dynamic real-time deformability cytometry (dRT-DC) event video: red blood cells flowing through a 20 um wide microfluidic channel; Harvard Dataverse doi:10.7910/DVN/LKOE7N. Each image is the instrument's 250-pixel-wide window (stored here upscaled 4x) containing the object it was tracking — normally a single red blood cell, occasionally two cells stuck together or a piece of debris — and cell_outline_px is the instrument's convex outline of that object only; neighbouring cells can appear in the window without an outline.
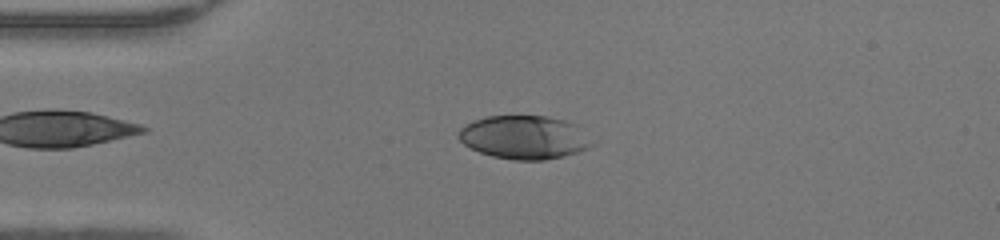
{"species": "human", "species_latin": "Homo sapiens", "temperature_condition": "warm", "stored_images_in_passage": 47, "camera_frame_rate_fps": 3000, "um_per_image_px": 0.085, "donor": {"sex": "female"}, "frame": {"image": 1, "passage_image": 11, "time_ms": 3.333, "image_size_px": [1000, 240], "cell_outline_px": [[596, 144], [588, 148], [564, 156], [544, 160], [512, 160], [492, 156], [480, 152], [464, 144], [456, 136], [456, 132], [464, 124], [488, 116], [548, 116], [564, 120], [572, 124]], "centroid_in_image_um": [44.51, 11.68], "position_along_channel_um": 40.5, "area_um2": 33.58}}
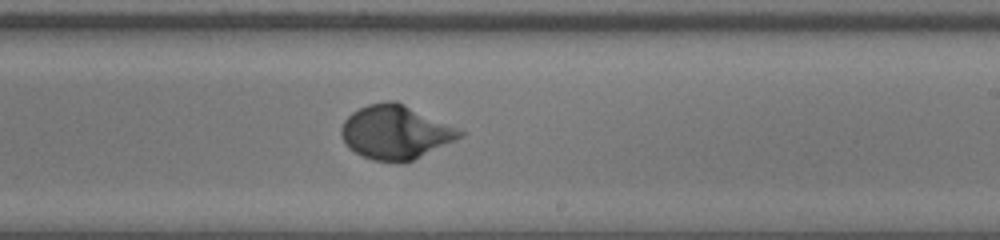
{"frame": {"image": 2, "passage_image": 28, "time_ms": 9.0, "image_size_px": [1000, 240], "cell_outline_px": [[464, 136], [404, 164], [400, 164], [372, 160], [348, 148], [340, 136], [340, 128], [344, 120], [352, 112], [368, 104], [384, 100], [396, 100], [456, 128], [464, 132]], "centroid_in_image_um": [33.57, 11.25], "position_along_channel_um": 255.4, "area_um2": 37.28}}
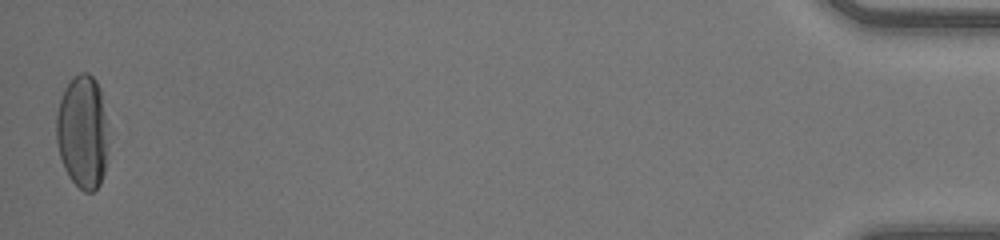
{"frame": {"image": 3, "passage_image": 47, "time_ms": 15.333, "image_size_px": [1000, 240], "cell_outline_px": [[108, 140], [104, 172], [100, 184], [92, 192], [84, 192], [68, 176], [64, 168], [60, 156], [56, 140], [56, 112], [64, 88], [80, 72], [88, 72], [96, 80], [100, 88]], "centroid_in_image_um": [7.0, 11.22], "position_along_channel_um": 428.2, "area_um2": 34.22}, "authors_computed_cell_mechanics": {"area_um2": 35.0268, "velocity_mm_per_s": 4.2859, "shape_relaxation_time_tau1_ms": 3.1597, "shape_relaxation_time_tau2_ms": null, "deformation_change_tau1": 0.2005, "deformation_change_tau2": null}}